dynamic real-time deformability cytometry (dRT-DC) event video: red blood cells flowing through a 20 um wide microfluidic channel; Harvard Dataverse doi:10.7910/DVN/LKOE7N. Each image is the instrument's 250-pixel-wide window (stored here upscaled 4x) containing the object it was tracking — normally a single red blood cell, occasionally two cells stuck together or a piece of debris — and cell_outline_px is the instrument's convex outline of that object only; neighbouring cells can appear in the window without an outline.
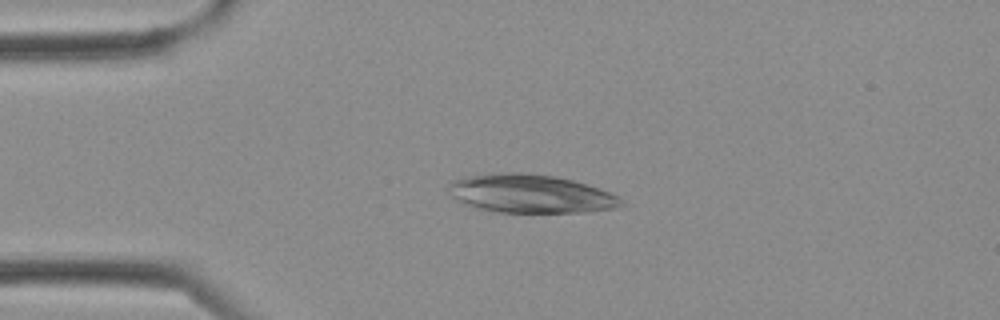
{"species": "Egyptian fruit bat (a non-hibernating species)", "species_latin": "Rousettus aegyptiacus", "temperature_condition": "cold", "stored_images_in_passage": 2, "camera_frame_rate_fps": 3000, "um_per_image_px": 0.085, "frame": {"image": 1, "passage_image": 1, "time_ms": 0.0, "image_size_px": [1000, 320], "cell_outline_px": [[624, 204], [612, 208], [588, 212], [496, 212], [464, 204], [456, 200], [452, 196], [448, 184], [452, 180], [468, 176], [500, 172], [528, 172], [556, 176], [588, 184], [600, 188], [620, 196]], "centroid_in_image_um": [45.11, 16.45], "position_along_channel_um": 39.9, "area_um2": 38.84}}